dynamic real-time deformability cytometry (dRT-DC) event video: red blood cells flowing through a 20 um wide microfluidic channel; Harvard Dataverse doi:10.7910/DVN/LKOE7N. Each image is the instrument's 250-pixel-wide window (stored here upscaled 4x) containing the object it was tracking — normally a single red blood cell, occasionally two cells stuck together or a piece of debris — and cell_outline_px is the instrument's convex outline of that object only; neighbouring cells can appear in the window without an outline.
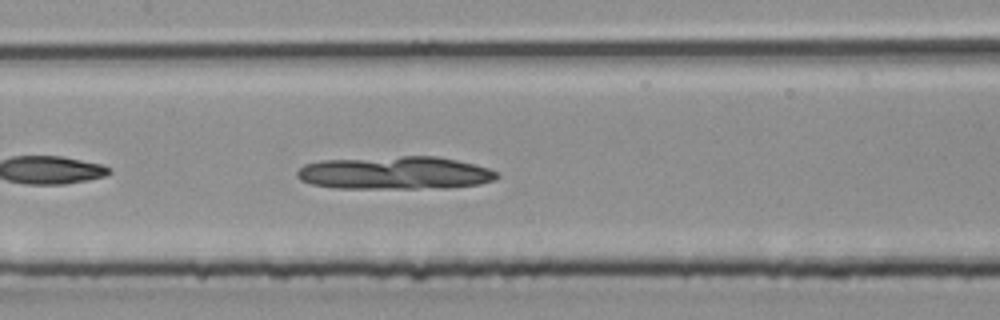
{"species": "common noctule bat (a hibernating species)", "species_latin": "Nyctalus noctula", "temperature_condition": "room temperature", "stored_images_in_passage": 25, "camera_frame_rate_fps": 3000, "um_per_image_px": 0.085, "animal": {"sex": "male", "body_mass_g": 20.4}, "frame": {"image": 1, "passage_image": 18, "time_ms": 5.667, "image_size_px": [1000, 320], "cell_outline_px": [[500, 176], [492, 180], [480, 184], [448, 188], [332, 188], [312, 184], [300, 180], [296, 176], [296, 172], [304, 164], [320, 160], [400, 156], [436, 156], [456, 160], [488, 168], [496, 172]], "centroid_in_image_um": [33.54, 14.7], "position_along_channel_um": 173.9, "area_um2": 38.49}}